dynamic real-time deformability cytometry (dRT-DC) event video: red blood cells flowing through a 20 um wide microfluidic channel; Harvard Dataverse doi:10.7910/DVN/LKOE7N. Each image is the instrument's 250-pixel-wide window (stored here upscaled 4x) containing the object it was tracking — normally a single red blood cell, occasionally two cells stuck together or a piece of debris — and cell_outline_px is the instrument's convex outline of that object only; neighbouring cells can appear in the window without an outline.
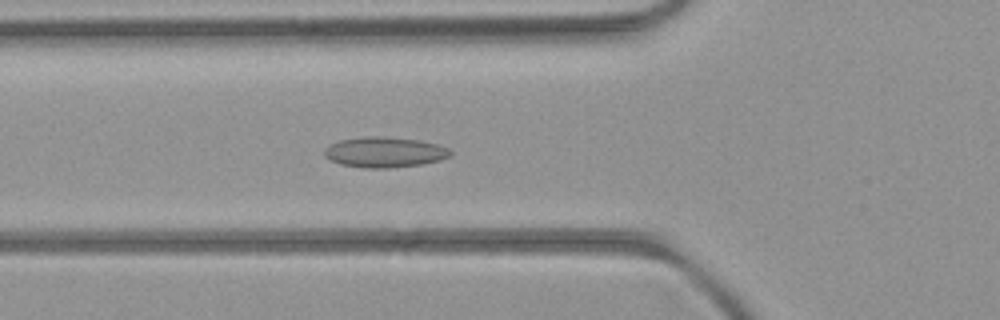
{"species": "common noctule bat (a hibernating species)", "species_latin": "Nyctalus noctula", "temperature_condition": "room temperature", "stored_images_in_passage": 44, "camera_frame_rate_fps": 3000, "um_per_image_px": 0.085, "animal": {"sex": "female", "body_mass_g": 21.9}, "frame": {"image": 1, "passage_image": 9, "time_ms": 2.667, "image_size_px": [1000, 320], "cell_outline_px": [[452, 156], [440, 160], [420, 164], [388, 168], [364, 168], [340, 164], [324, 156], [324, 148], [340, 140], [364, 136], [384, 136], [420, 140], [436, 144], [448, 148], [452, 152]], "centroid_in_image_um": [32.69, 12.93], "position_along_channel_um": 93.1, "area_um2": 22.37}}
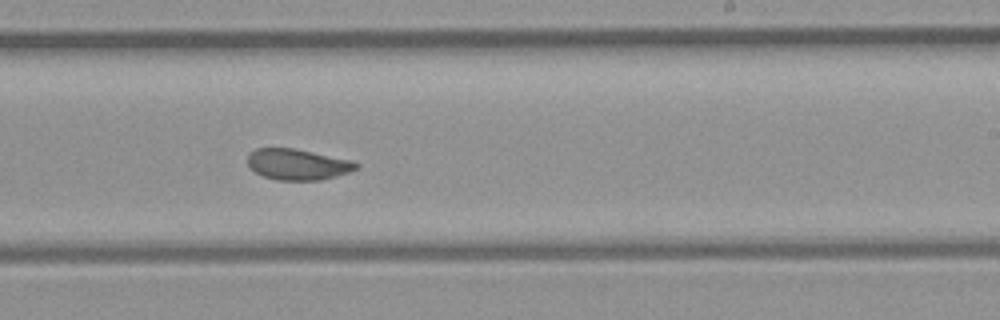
{"frame": {"image": 2, "passage_image": 22, "time_ms": 7.0, "image_size_px": [1000, 320], "cell_outline_px": [[360, 164], [356, 168], [348, 172], [336, 176], [320, 180], [276, 180], [264, 176], [256, 172], [248, 164], [248, 156], [256, 148], [292, 148], [352, 160]], "centroid_in_image_um": [25.31, 13.97], "position_along_channel_um": 263.7, "area_um2": 19.31}}
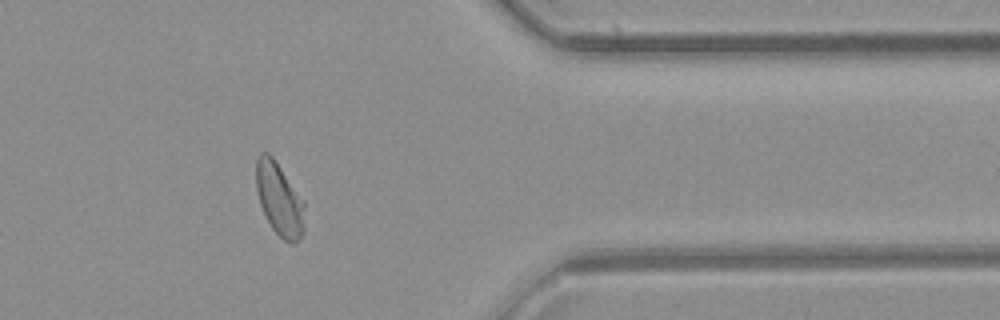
{"frame": {"image": 3, "passage_image": 33, "time_ms": 10.667, "image_size_px": [1000, 320], "cell_outline_px": [[304, 232], [300, 240], [292, 244], [284, 240], [272, 228], [260, 204], [256, 188], [256, 160], [260, 152], [268, 152], [272, 156], [304, 200]], "centroid_in_image_um": [23.76, 16.94], "position_along_channel_um": 387.6, "area_um2": 20.58}, "authors_computed_cell_mechanics": {"area_um2": 20.6635, "velocity_mm_per_s": 3.9296, "shape_relaxation_time_tau1_ms": null, "shape_relaxation_time_tau2_ms": 1.2841, "deformation_change_tau1": null, "deformation_change_tau2": 0.0669}}